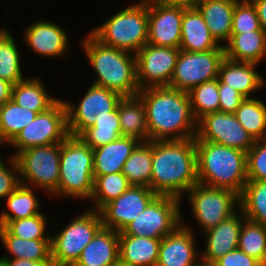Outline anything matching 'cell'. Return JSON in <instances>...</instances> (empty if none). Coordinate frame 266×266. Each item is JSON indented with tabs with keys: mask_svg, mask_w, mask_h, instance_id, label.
Wrapping results in <instances>:
<instances>
[{
	"mask_svg": "<svg viewBox=\"0 0 266 266\" xmlns=\"http://www.w3.org/2000/svg\"><path fill=\"white\" fill-rule=\"evenodd\" d=\"M260 262L240 249H235L216 260L211 266H258Z\"/></svg>",
	"mask_w": 266,
	"mask_h": 266,
	"instance_id": "cell-46",
	"label": "cell"
},
{
	"mask_svg": "<svg viewBox=\"0 0 266 266\" xmlns=\"http://www.w3.org/2000/svg\"><path fill=\"white\" fill-rule=\"evenodd\" d=\"M256 8L261 28L266 32V0H250Z\"/></svg>",
	"mask_w": 266,
	"mask_h": 266,
	"instance_id": "cell-49",
	"label": "cell"
},
{
	"mask_svg": "<svg viewBox=\"0 0 266 266\" xmlns=\"http://www.w3.org/2000/svg\"><path fill=\"white\" fill-rule=\"evenodd\" d=\"M43 83L37 77L23 79L13 85L12 100L18 105L38 114L51 107L58 98L48 94Z\"/></svg>",
	"mask_w": 266,
	"mask_h": 266,
	"instance_id": "cell-30",
	"label": "cell"
},
{
	"mask_svg": "<svg viewBox=\"0 0 266 266\" xmlns=\"http://www.w3.org/2000/svg\"><path fill=\"white\" fill-rule=\"evenodd\" d=\"M195 141H208L248 152L255 140L234 114L216 111L197 121Z\"/></svg>",
	"mask_w": 266,
	"mask_h": 266,
	"instance_id": "cell-13",
	"label": "cell"
},
{
	"mask_svg": "<svg viewBox=\"0 0 266 266\" xmlns=\"http://www.w3.org/2000/svg\"><path fill=\"white\" fill-rule=\"evenodd\" d=\"M225 58L224 48L205 52H190L180 49L169 87L189 92L203 82L218 78L219 67Z\"/></svg>",
	"mask_w": 266,
	"mask_h": 266,
	"instance_id": "cell-12",
	"label": "cell"
},
{
	"mask_svg": "<svg viewBox=\"0 0 266 266\" xmlns=\"http://www.w3.org/2000/svg\"><path fill=\"white\" fill-rule=\"evenodd\" d=\"M156 196L147 186L131 185L122 195L99 210L103 227L121 232Z\"/></svg>",
	"mask_w": 266,
	"mask_h": 266,
	"instance_id": "cell-16",
	"label": "cell"
},
{
	"mask_svg": "<svg viewBox=\"0 0 266 266\" xmlns=\"http://www.w3.org/2000/svg\"><path fill=\"white\" fill-rule=\"evenodd\" d=\"M25 39L36 53L45 57H59L68 47L64 29L50 21H37L25 30Z\"/></svg>",
	"mask_w": 266,
	"mask_h": 266,
	"instance_id": "cell-21",
	"label": "cell"
},
{
	"mask_svg": "<svg viewBox=\"0 0 266 266\" xmlns=\"http://www.w3.org/2000/svg\"><path fill=\"white\" fill-rule=\"evenodd\" d=\"M83 49L97 74L93 84L119 93L122 97L137 96L136 55L102 44L90 32Z\"/></svg>",
	"mask_w": 266,
	"mask_h": 266,
	"instance_id": "cell-4",
	"label": "cell"
},
{
	"mask_svg": "<svg viewBox=\"0 0 266 266\" xmlns=\"http://www.w3.org/2000/svg\"><path fill=\"white\" fill-rule=\"evenodd\" d=\"M198 184L195 138L152 141L150 188L156 195L182 200Z\"/></svg>",
	"mask_w": 266,
	"mask_h": 266,
	"instance_id": "cell-2",
	"label": "cell"
},
{
	"mask_svg": "<svg viewBox=\"0 0 266 266\" xmlns=\"http://www.w3.org/2000/svg\"><path fill=\"white\" fill-rule=\"evenodd\" d=\"M184 9L148 0L147 44L180 49Z\"/></svg>",
	"mask_w": 266,
	"mask_h": 266,
	"instance_id": "cell-17",
	"label": "cell"
},
{
	"mask_svg": "<svg viewBox=\"0 0 266 266\" xmlns=\"http://www.w3.org/2000/svg\"><path fill=\"white\" fill-rule=\"evenodd\" d=\"M180 199L157 195L119 235L162 239L181 222Z\"/></svg>",
	"mask_w": 266,
	"mask_h": 266,
	"instance_id": "cell-10",
	"label": "cell"
},
{
	"mask_svg": "<svg viewBox=\"0 0 266 266\" xmlns=\"http://www.w3.org/2000/svg\"><path fill=\"white\" fill-rule=\"evenodd\" d=\"M224 48L211 35L198 9H184L181 25L180 49L190 52H205Z\"/></svg>",
	"mask_w": 266,
	"mask_h": 266,
	"instance_id": "cell-23",
	"label": "cell"
},
{
	"mask_svg": "<svg viewBox=\"0 0 266 266\" xmlns=\"http://www.w3.org/2000/svg\"><path fill=\"white\" fill-rule=\"evenodd\" d=\"M118 113L122 136L149 141L146 107L138 95L122 97L118 102Z\"/></svg>",
	"mask_w": 266,
	"mask_h": 266,
	"instance_id": "cell-28",
	"label": "cell"
},
{
	"mask_svg": "<svg viewBox=\"0 0 266 266\" xmlns=\"http://www.w3.org/2000/svg\"><path fill=\"white\" fill-rule=\"evenodd\" d=\"M198 183L241 195L247 183V153L208 141H195Z\"/></svg>",
	"mask_w": 266,
	"mask_h": 266,
	"instance_id": "cell-3",
	"label": "cell"
},
{
	"mask_svg": "<svg viewBox=\"0 0 266 266\" xmlns=\"http://www.w3.org/2000/svg\"><path fill=\"white\" fill-rule=\"evenodd\" d=\"M60 155L61 142L30 147L19 152L14 158L17 161L19 176L22 178L20 184H32L33 187L54 194L59 183Z\"/></svg>",
	"mask_w": 266,
	"mask_h": 266,
	"instance_id": "cell-7",
	"label": "cell"
},
{
	"mask_svg": "<svg viewBox=\"0 0 266 266\" xmlns=\"http://www.w3.org/2000/svg\"><path fill=\"white\" fill-rule=\"evenodd\" d=\"M255 63L237 62L226 57L222 60L218 79L236 89L245 98H252V92L264 86V78L255 70Z\"/></svg>",
	"mask_w": 266,
	"mask_h": 266,
	"instance_id": "cell-24",
	"label": "cell"
},
{
	"mask_svg": "<svg viewBox=\"0 0 266 266\" xmlns=\"http://www.w3.org/2000/svg\"><path fill=\"white\" fill-rule=\"evenodd\" d=\"M238 1L202 0L197 6L211 35L218 43L227 42L231 36L233 13Z\"/></svg>",
	"mask_w": 266,
	"mask_h": 266,
	"instance_id": "cell-26",
	"label": "cell"
},
{
	"mask_svg": "<svg viewBox=\"0 0 266 266\" xmlns=\"http://www.w3.org/2000/svg\"><path fill=\"white\" fill-rule=\"evenodd\" d=\"M264 263H266V251H265V257H264Z\"/></svg>",
	"mask_w": 266,
	"mask_h": 266,
	"instance_id": "cell-53",
	"label": "cell"
},
{
	"mask_svg": "<svg viewBox=\"0 0 266 266\" xmlns=\"http://www.w3.org/2000/svg\"><path fill=\"white\" fill-rule=\"evenodd\" d=\"M131 187L127 177L122 173H111L94 176V189L91 200L94 201V211H99L104 205L118 198Z\"/></svg>",
	"mask_w": 266,
	"mask_h": 266,
	"instance_id": "cell-37",
	"label": "cell"
},
{
	"mask_svg": "<svg viewBox=\"0 0 266 266\" xmlns=\"http://www.w3.org/2000/svg\"><path fill=\"white\" fill-rule=\"evenodd\" d=\"M188 95L192 114L196 121L206 114L219 111L218 78L193 87Z\"/></svg>",
	"mask_w": 266,
	"mask_h": 266,
	"instance_id": "cell-39",
	"label": "cell"
},
{
	"mask_svg": "<svg viewBox=\"0 0 266 266\" xmlns=\"http://www.w3.org/2000/svg\"><path fill=\"white\" fill-rule=\"evenodd\" d=\"M20 53L9 30L0 28V78L13 85L23 80Z\"/></svg>",
	"mask_w": 266,
	"mask_h": 266,
	"instance_id": "cell-38",
	"label": "cell"
},
{
	"mask_svg": "<svg viewBox=\"0 0 266 266\" xmlns=\"http://www.w3.org/2000/svg\"><path fill=\"white\" fill-rule=\"evenodd\" d=\"M245 219L239 209V213L236 212L216 227L203 233L207 241L206 249L201 255V259L199 258V261H202V266H211L216 260L238 248L240 231Z\"/></svg>",
	"mask_w": 266,
	"mask_h": 266,
	"instance_id": "cell-19",
	"label": "cell"
},
{
	"mask_svg": "<svg viewBox=\"0 0 266 266\" xmlns=\"http://www.w3.org/2000/svg\"><path fill=\"white\" fill-rule=\"evenodd\" d=\"M60 176L53 195L90 199L94 189L93 149L78 136L61 142Z\"/></svg>",
	"mask_w": 266,
	"mask_h": 266,
	"instance_id": "cell-5",
	"label": "cell"
},
{
	"mask_svg": "<svg viewBox=\"0 0 266 266\" xmlns=\"http://www.w3.org/2000/svg\"><path fill=\"white\" fill-rule=\"evenodd\" d=\"M6 266H53L52 261H31L27 259H1Z\"/></svg>",
	"mask_w": 266,
	"mask_h": 266,
	"instance_id": "cell-47",
	"label": "cell"
},
{
	"mask_svg": "<svg viewBox=\"0 0 266 266\" xmlns=\"http://www.w3.org/2000/svg\"><path fill=\"white\" fill-rule=\"evenodd\" d=\"M179 48L146 44L136 53L137 83L140 90L168 86L174 73Z\"/></svg>",
	"mask_w": 266,
	"mask_h": 266,
	"instance_id": "cell-14",
	"label": "cell"
},
{
	"mask_svg": "<svg viewBox=\"0 0 266 266\" xmlns=\"http://www.w3.org/2000/svg\"><path fill=\"white\" fill-rule=\"evenodd\" d=\"M239 203L246 219L266 226V181L248 180Z\"/></svg>",
	"mask_w": 266,
	"mask_h": 266,
	"instance_id": "cell-34",
	"label": "cell"
},
{
	"mask_svg": "<svg viewBox=\"0 0 266 266\" xmlns=\"http://www.w3.org/2000/svg\"><path fill=\"white\" fill-rule=\"evenodd\" d=\"M140 141L121 136L117 140L93 149V176L122 172L125 161Z\"/></svg>",
	"mask_w": 266,
	"mask_h": 266,
	"instance_id": "cell-22",
	"label": "cell"
},
{
	"mask_svg": "<svg viewBox=\"0 0 266 266\" xmlns=\"http://www.w3.org/2000/svg\"><path fill=\"white\" fill-rule=\"evenodd\" d=\"M11 235L26 240L51 239V234H44L46 230V216L36 214L29 218L8 221L3 226Z\"/></svg>",
	"mask_w": 266,
	"mask_h": 266,
	"instance_id": "cell-41",
	"label": "cell"
},
{
	"mask_svg": "<svg viewBox=\"0 0 266 266\" xmlns=\"http://www.w3.org/2000/svg\"><path fill=\"white\" fill-rule=\"evenodd\" d=\"M122 130L119 122L118 105L109 112L97 114L95 123L85 129L78 137L92 149L120 138Z\"/></svg>",
	"mask_w": 266,
	"mask_h": 266,
	"instance_id": "cell-31",
	"label": "cell"
},
{
	"mask_svg": "<svg viewBox=\"0 0 266 266\" xmlns=\"http://www.w3.org/2000/svg\"><path fill=\"white\" fill-rule=\"evenodd\" d=\"M0 238L12 257L6 255L0 259H27L31 261L51 260V239L26 240L11 235L3 226H0Z\"/></svg>",
	"mask_w": 266,
	"mask_h": 266,
	"instance_id": "cell-29",
	"label": "cell"
},
{
	"mask_svg": "<svg viewBox=\"0 0 266 266\" xmlns=\"http://www.w3.org/2000/svg\"><path fill=\"white\" fill-rule=\"evenodd\" d=\"M0 266H6V264L0 259Z\"/></svg>",
	"mask_w": 266,
	"mask_h": 266,
	"instance_id": "cell-51",
	"label": "cell"
},
{
	"mask_svg": "<svg viewBox=\"0 0 266 266\" xmlns=\"http://www.w3.org/2000/svg\"><path fill=\"white\" fill-rule=\"evenodd\" d=\"M194 216L205 232L235 214L239 195L217 187L196 184L189 191ZM238 204V206H236Z\"/></svg>",
	"mask_w": 266,
	"mask_h": 266,
	"instance_id": "cell-11",
	"label": "cell"
},
{
	"mask_svg": "<svg viewBox=\"0 0 266 266\" xmlns=\"http://www.w3.org/2000/svg\"><path fill=\"white\" fill-rule=\"evenodd\" d=\"M238 249L264 263L266 251V226L245 219L238 240Z\"/></svg>",
	"mask_w": 266,
	"mask_h": 266,
	"instance_id": "cell-40",
	"label": "cell"
},
{
	"mask_svg": "<svg viewBox=\"0 0 266 266\" xmlns=\"http://www.w3.org/2000/svg\"><path fill=\"white\" fill-rule=\"evenodd\" d=\"M6 198L9 209L0 215V226H4L8 221L29 218L41 213L37 210L40 207L39 200L31 187L20 184Z\"/></svg>",
	"mask_w": 266,
	"mask_h": 266,
	"instance_id": "cell-35",
	"label": "cell"
},
{
	"mask_svg": "<svg viewBox=\"0 0 266 266\" xmlns=\"http://www.w3.org/2000/svg\"><path fill=\"white\" fill-rule=\"evenodd\" d=\"M68 136L66 106L63 100L58 99L47 110L39 113L10 143L18 149L12 157L30 147L63 142Z\"/></svg>",
	"mask_w": 266,
	"mask_h": 266,
	"instance_id": "cell-9",
	"label": "cell"
},
{
	"mask_svg": "<svg viewBox=\"0 0 266 266\" xmlns=\"http://www.w3.org/2000/svg\"><path fill=\"white\" fill-rule=\"evenodd\" d=\"M121 99L119 93L92 84L77 106L65 101L69 135L79 136L95 123L97 114L113 111Z\"/></svg>",
	"mask_w": 266,
	"mask_h": 266,
	"instance_id": "cell-15",
	"label": "cell"
},
{
	"mask_svg": "<svg viewBox=\"0 0 266 266\" xmlns=\"http://www.w3.org/2000/svg\"><path fill=\"white\" fill-rule=\"evenodd\" d=\"M169 6H175L182 9H197L198 4L202 0H160Z\"/></svg>",
	"mask_w": 266,
	"mask_h": 266,
	"instance_id": "cell-48",
	"label": "cell"
},
{
	"mask_svg": "<svg viewBox=\"0 0 266 266\" xmlns=\"http://www.w3.org/2000/svg\"><path fill=\"white\" fill-rule=\"evenodd\" d=\"M122 173L131 185L150 188L152 176V141L140 142L125 161Z\"/></svg>",
	"mask_w": 266,
	"mask_h": 266,
	"instance_id": "cell-33",
	"label": "cell"
},
{
	"mask_svg": "<svg viewBox=\"0 0 266 266\" xmlns=\"http://www.w3.org/2000/svg\"><path fill=\"white\" fill-rule=\"evenodd\" d=\"M247 180L266 181V137L247 152Z\"/></svg>",
	"mask_w": 266,
	"mask_h": 266,
	"instance_id": "cell-43",
	"label": "cell"
},
{
	"mask_svg": "<svg viewBox=\"0 0 266 266\" xmlns=\"http://www.w3.org/2000/svg\"><path fill=\"white\" fill-rule=\"evenodd\" d=\"M13 84L0 78V106L12 99Z\"/></svg>",
	"mask_w": 266,
	"mask_h": 266,
	"instance_id": "cell-50",
	"label": "cell"
},
{
	"mask_svg": "<svg viewBox=\"0 0 266 266\" xmlns=\"http://www.w3.org/2000/svg\"><path fill=\"white\" fill-rule=\"evenodd\" d=\"M38 115L10 99L0 106V144L11 143Z\"/></svg>",
	"mask_w": 266,
	"mask_h": 266,
	"instance_id": "cell-32",
	"label": "cell"
},
{
	"mask_svg": "<svg viewBox=\"0 0 266 266\" xmlns=\"http://www.w3.org/2000/svg\"><path fill=\"white\" fill-rule=\"evenodd\" d=\"M223 47L227 59L258 64L266 56V32L231 34Z\"/></svg>",
	"mask_w": 266,
	"mask_h": 266,
	"instance_id": "cell-27",
	"label": "cell"
},
{
	"mask_svg": "<svg viewBox=\"0 0 266 266\" xmlns=\"http://www.w3.org/2000/svg\"><path fill=\"white\" fill-rule=\"evenodd\" d=\"M57 235L51 236L53 266H73L85 246L103 227L99 211L86 210Z\"/></svg>",
	"mask_w": 266,
	"mask_h": 266,
	"instance_id": "cell-8",
	"label": "cell"
},
{
	"mask_svg": "<svg viewBox=\"0 0 266 266\" xmlns=\"http://www.w3.org/2000/svg\"><path fill=\"white\" fill-rule=\"evenodd\" d=\"M138 96L146 107L149 141L196 137L197 121L192 114L188 92L161 86L142 89Z\"/></svg>",
	"mask_w": 266,
	"mask_h": 266,
	"instance_id": "cell-1",
	"label": "cell"
},
{
	"mask_svg": "<svg viewBox=\"0 0 266 266\" xmlns=\"http://www.w3.org/2000/svg\"><path fill=\"white\" fill-rule=\"evenodd\" d=\"M73 266H119V232L102 227Z\"/></svg>",
	"mask_w": 266,
	"mask_h": 266,
	"instance_id": "cell-20",
	"label": "cell"
},
{
	"mask_svg": "<svg viewBox=\"0 0 266 266\" xmlns=\"http://www.w3.org/2000/svg\"><path fill=\"white\" fill-rule=\"evenodd\" d=\"M148 0L133 4L90 33L102 44L133 52V56L148 41Z\"/></svg>",
	"mask_w": 266,
	"mask_h": 266,
	"instance_id": "cell-6",
	"label": "cell"
},
{
	"mask_svg": "<svg viewBox=\"0 0 266 266\" xmlns=\"http://www.w3.org/2000/svg\"><path fill=\"white\" fill-rule=\"evenodd\" d=\"M219 111L234 114L237 108L245 100L236 89L228 87L218 79Z\"/></svg>",
	"mask_w": 266,
	"mask_h": 266,
	"instance_id": "cell-45",
	"label": "cell"
},
{
	"mask_svg": "<svg viewBox=\"0 0 266 266\" xmlns=\"http://www.w3.org/2000/svg\"><path fill=\"white\" fill-rule=\"evenodd\" d=\"M258 266H266V263H260Z\"/></svg>",
	"mask_w": 266,
	"mask_h": 266,
	"instance_id": "cell-52",
	"label": "cell"
},
{
	"mask_svg": "<svg viewBox=\"0 0 266 266\" xmlns=\"http://www.w3.org/2000/svg\"><path fill=\"white\" fill-rule=\"evenodd\" d=\"M194 243L191 228L181 223L161 239L157 266H202Z\"/></svg>",
	"mask_w": 266,
	"mask_h": 266,
	"instance_id": "cell-18",
	"label": "cell"
},
{
	"mask_svg": "<svg viewBox=\"0 0 266 266\" xmlns=\"http://www.w3.org/2000/svg\"><path fill=\"white\" fill-rule=\"evenodd\" d=\"M9 161L11 167H7L0 159V198H6L20 185L17 161L12 156Z\"/></svg>",
	"mask_w": 266,
	"mask_h": 266,
	"instance_id": "cell-44",
	"label": "cell"
},
{
	"mask_svg": "<svg viewBox=\"0 0 266 266\" xmlns=\"http://www.w3.org/2000/svg\"><path fill=\"white\" fill-rule=\"evenodd\" d=\"M264 31L261 28L255 5L250 0H239L234 9L231 34Z\"/></svg>",
	"mask_w": 266,
	"mask_h": 266,
	"instance_id": "cell-42",
	"label": "cell"
},
{
	"mask_svg": "<svg viewBox=\"0 0 266 266\" xmlns=\"http://www.w3.org/2000/svg\"><path fill=\"white\" fill-rule=\"evenodd\" d=\"M234 115L255 141L266 137V105L260 99L245 98Z\"/></svg>",
	"mask_w": 266,
	"mask_h": 266,
	"instance_id": "cell-36",
	"label": "cell"
},
{
	"mask_svg": "<svg viewBox=\"0 0 266 266\" xmlns=\"http://www.w3.org/2000/svg\"><path fill=\"white\" fill-rule=\"evenodd\" d=\"M161 239L119 235V266H157Z\"/></svg>",
	"mask_w": 266,
	"mask_h": 266,
	"instance_id": "cell-25",
	"label": "cell"
}]
</instances>
